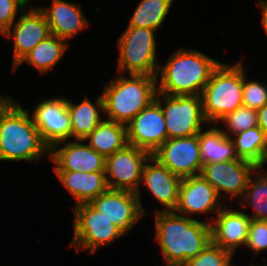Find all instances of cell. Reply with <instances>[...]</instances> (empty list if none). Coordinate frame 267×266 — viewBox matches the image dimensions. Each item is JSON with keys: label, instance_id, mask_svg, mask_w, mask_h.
Masks as SVG:
<instances>
[{"label": "cell", "instance_id": "cell-1", "mask_svg": "<svg viewBox=\"0 0 267 266\" xmlns=\"http://www.w3.org/2000/svg\"><path fill=\"white\" fill-rule=\"evenodd\" d=\"M155 230L166 266H183L212 242L209 221H199L174 211L157 210Z\"/></svg>", "mask_w": 267, "mask_h": 266}, {"label": "cell", "instance_id": "cell-2", "mask_svg": "<svg viewBox=\"0 0 267 266\" xmlns=\"http://www.w3.org/2000/svg\"><path fill=\"white\" fill-rule=\"evenodd\" d=\"M30 116L14 99L0 111V160L31 162L49 155Z\"/></svg>", "mask_w": 267, "mask_h": 266}, {"label": "cell", "instance_id": "cell-3", "mask_svg": "<svg viewBox=\"0 0 267 266\" xmlns=\"http://www.w3.org/2000/svg\"><path fill=\"white\" fill-rule=\"evenodd\" d=\"M220 63L200 51L178 49L165 65H159L157 91L170 96H201L213 71ZM159 72L160 82H158Z\"/></svg>", "mask_w": 267, "mask_h": 266}, {"label": "cell", "instance_id": "cell-4", "mask_svg": "<svg viewBox=\"0 0 267 266\" xmlns=\"http://www.w3.org/2000/svg\"><path fill=\"white\" fill-rule=\"evenodd\" d=\"M157 77L124 74L112 79L102 92L107 120L127 125L141 110L149 106L157 94Z\"/></svg>", "mask_w": 267, "mask_h": 266}, {"label": "cell", "instance_id": "cell-5", "mask_svg": "<svg viewBox=\"0 0 267 266\" xmlns=\"http://www.w3.org/2000/svg\"><path fill=\"white\" fill-rule=\"evenodd\" d=\"M243 64L220 63L205 85L201 98L203 114L208 124L219 120L243 106Z\"/></svg>", "mask_w": 267, "mask_h": 266}, {"label": "cell", "instance_id": "cell-6", "mask_svg": "<svg viewBox=\"0 0 267 266\" xmlns=\"http://www.w3.org/2000/svg\"><path fill=\"white\" fill-rule=\"evenodd\" d=\"M155 30L128 26L118 39L119 74L158 75Z\"/></svg>", "mask_w": 267, "mask_h": 266}, {"label": "cell", "instance_id": "cell-7", "mask_svg": "<svg viewBox=\"0 0 267 266\" xmlns=\"http://www.w3.org/2000/svg\"><path fill=\"white\" fill-rule=\"evenodd\" d=\"M74 237L71 246L77 251L89 250L95 254L96 250L123 237L125 233L113 222L107 219L90 203L75 205L73 207Z\"/></svg>", "mask_w": 267, "mask_h": 266}, {"label": "cell", "instance_id": "cell-8", "mask_svg": "<svg viewBox=\"0 0 267 266\" xmlns=\"http://www.w3.org/2000/svg\"><path fill=\"white\" fill-rule=\"evenodd\" d=\"M155 101L163 112L168 139L198 134L203 128L202 124H208L203 114L202 98L199 95L170 96L157 92ZM163 102L165 106L162 105Z\"/></svg>", "mask_w": 267, "mask_h": 266}, {"label": "cell", "instance_id": "cell-9", "mask_svg": "<svg viewBox=\"0 0 267 266\" xmlns=\"http://www.w3.org/2000/svg\"><path fill=\"white\" fill-rule=\"evenodd\" d=\"M151 156L149 152L127 144L106 157L105 174L109 189L135 192L140 201L142 172Z\"/></svg>", "mask_w": 267, "mask_h": 266}, {"label": "cell", "instance_id": "cell-10", "mask_svg": "<svg viewBox=\"0 0 267 266\" xmlns=\"http://www.w3.org/2000/svg\"><path fill=\"white\" fill-rule=\"evenodd\" d=\"M152 157L181 179L200 175L203 168L198 134L167 139Z\"/></svg>", "mask_w": 267, "mask_h": 266}, {"label": "cell", "instance_id": "cell-11", "mask_svg": "<svg viewBox=\"0 0 267 266\" xmlns=\"http://www.w3.org/2000/svg\"><path fill=\"white\" fill-rule=\"evenodd\" d=\"M259 167L254 163L237 159L229 162H215L203 165L201 176L210 183L222 199L229 194V198L241 199L247 188L251 174ZM223 192V193H222Z\"/></svg>", "mask_w": 267, "mask_h": 266}, {"label": "cell", "instance_id": "cell-12", "mask_svg": "<svg viewBox=\"0 0 267 266\" xmlns=\"http://www.w3.org/2000/svg\"><path fill=\"white\" fill-rule=\"evenodd\" d=\"M31 117L43 142L49 148L72 138L71 120L65 97L49 98L37 103Z\"/></svg>", "mask_w": 267, "mask_h": 266}, {"label": "cell", "instance_id": "cell-13", "mask_svg": "<svg viewBox=\"0 0 267 266\" xmlns=\"http://www.w3.org/2000/svg\"><path fill=\"white\" fill-rule=\"evenodd\" d=\"M90 204L125 234L146 215L137 193L126 190L108 189Z\"/></svg>", "mask_w": 267, "mask_h": 266}, {"label": "cell", "instance_id": "cell-14", "mask_svg": "<svg viewBox=\"0 0 267 266\" xmlns=\"http://www.w3.org/2000/svg\"><path fill=\"white\" fill-rule=\"evenodd\" d=\"M127 142L151 155L168 139L160 105L154 100L127 125Z\"/></svg>", "mask_w": 267, "mask_h": 266}, {"label": "cell", "instance_id": "cell-15", "mask_svg": "<svg viewBox=\"0 0 267 266\" xmlns=\"http://www.w3.org/2000/svg\"><path fill=\"white\" fill-rule=\"evenodd\" d=\"M12 26L13 31L8 29L2 35L14 40V69L39 42L51 35V31L45 14L39 8L22 11L19 20Z\"/></svg>", "mask_w": 267, "mask_h": 266}, {"label": "cell", "instance_id": "cell-16", "mask_svg": "<svg viewBox=\"0 0 267 266\" xmlns=\"http://www.w3.org/2000/svg\"><path fill=\"white\" fill-rule=\"evenodd\" d=\"M82 142L68 140L50 148L49 158L55 164L54 171L105 172L106 158Z\"/></svg>", "mask_w": 267, "mask_h": 266}, {"label": "cell", "instance_id": "cell-17", "mask_svg": "<svg viewBox=\"0 0 267 266\" xmlns=\"http://www.w3.org/2000/svg\"><path fill=\"white\" fill-rule=\"evenodd\" d=\"M220 199L214 187L201 174L191 176L181 180L174 212L189 218L191 214L218 213L224 207Z\"/></svg>", "mask_w": 267, "mask_h": 266}, {"label": "cell", "instance_id": "cell-18", "mask_svg": "<svg viewBox=\"0 0 267 266\" xmlns=\"http://www.w3.org/2000/svg\"><path fill=\"white\" fill-rule=\"evenodd\" d=\"M228 209L223 207L209 223L212 242L234 255L239 246L247 243L251 219L244 211Z\"/></svg>", "mask_w": 267, "mask_h": 266}, {"label": "cell", "instance_id": "cell-19", "mask_svg": "<svg viewBox=\"0 0 267 266\" xmlns=\"http://www.w3.org/2000/svg\"><path fill=\"white\" fill-rule=\"evenodd\" d=\"M181 180L151 156L144 165L141 183L160 204L164 205L163 211H174L178 203Z\"/></svg>", "mask_w": 267, "mask_h": 266}, {"label": "cell", "instance_id": "cell-20", "mask_svg": "<svg viewBox=\"0 0 267 266\" xmlns=\"http://www.w3.org/2000/svg\"><path fill=\"white\" fill-rule=\"evenodd\" d=\"M49 7H39L45 14L51 34L69 40L89 26L79 4L66 0H53Z\"/></svg>", "mask_w": 267, "mask_h": 266}, {"label": "cell", "instance_id": "cell-21", "mask_svg": "<svg viewBox=\"0 0 267 266\" xmlns=\"http://www.w3.org/2000/svg\"><path fill=\"white\" fill-rule=\"evenodd\" d=\"M70 194L75 205L90 203L109 189L105 172L54 171Z\"/></svg>", "mask_w": 267, "mask_h": 266}, {"label": "cell", "instance_id": "cell-22", "mask_svg": "<svg viewBox=\"0 0 267 266\" xmlns=\"http://www.w3.org/2000/svg\"><path fill=\"white\" fill-rule=\"evenodd\" d=\"M67 109L70 115L72 137L76 140L86 138L102 121L104 114V99L102 94L97 97L95 105L88 98L79 104L67 99Z\"/></svg>", "mask_w": 267, "mask_h": 266}, {"label": "cell", "instance_id": "cell-23", "mask_svg": "<svg viewBox=\"0 0 267 266\" xmlns=\"http://www.w3.org/2000/svg\"><path fill=\"white\" fill-rule=\"evenodd\" d=\"M202 165L215 162H229L239 157L231 137H227L222 129L214 126L198 133Z\"/></svg>", "mask_w": 267, "mask_h": 266}, {"label": "cell", "instance_id": "cell-24", "mask_svg": "<svg viewBox=\"0 0 267 266\" xmlns=\"http://www.w3.org/2000/svg\"><path fill=\"white\" fill-rule=\"evenodd\" d=\"M83 141L106 158L128 144L127 126L105 119Z\"/></svg>", "mask_w": 267, "mask_h": 266}, {"label": "cell", "instance_id": "cell-25", "mask_svg": "<svg viewBox=\"0 0 267 266\" xmlns=\"http://www.w3.org/2000/svg\"><path fill=\"white\" fill-rule=\"evenodd\" d=\"M68 45L66 40L51 34L39 42L13 70H16L21 63L26 62L41 74H45L61 60Z\"/></svg>", "mask_w": 267, "mask_h": 266}, {"label": "cell", "instance_id": "cell-26", "mask_svg": "<svg viewBox=\"0 0 267 266\" xmlns=\"http://www.w3.org/2000/svg\"><path fill=\"white\" fill-rule=\"evenodd\" d=\"M231 139L240 159L250 161L257 167L265 166L267 163V136L259 126L240 132Z\"/></svg>", "mask_w": 267, "mask_h": 266}, {"label": "cell", "instance_id": "cell-27", "mask_svg": "<svg viewBox=\"0 0 267 266\" xmlns=\"http://www.w3.org/2000/svg\"><path fill=\"white\" fill-rule=\"evenodd\" d=\"M173 0H141L130 18L129 25L157 30L167 17Z\"/></svg>", "mask_w": 267, "mask_h": 266}, {"label": "cell", "instance_id": "cell-28", "mask_svg": "<svg viewBox=\"0 0 267 266\" xmlns=\"http://www.w3.org/2000/svg\"><path fill=\"white\" fill-rule=\"evenodd\" d=\"M259 170L260 176L251 174L241 201L254 209V214L249 215L251 220L267 221V171L262 167Z\"/></svg>", "mask_w": 267, "mask_h": 266}, {"label": "cell", "instance_id": "cell-29", "mask_svg": "<svg viewBox=\"0 0 267 266\" xmlns=\"http://www.w3.org/2000/svg\"><path fill=\"white\" fill-rule=\"evenodd\" d=\"M226 126L227 131L222 132L232 138V135H236L240 132L258 126L257 110L250 109L249 107L241 106L235 109L233 112L224 116L219 120Z\"/></svg>", "mask_w": 267, "mask_h": 266}, {"label": "cell", "instance_id": "cell-30", "mask_svg": "<svg viewBox=\"0 0 267 266\" xmlns=\"http://www.w3.org/2000/svg\"><path fill=\"white\" fill-rule=\"evenodd\" d=\"M232 256L233 254L230 251L211 242L183 266H230Z\"/></svg>", "mask_w": 267, "mask_h": 266}, {"label": "cell", "instance_id": "cell-31", "mask_svg": "<svg viewBox=\"0 0 267 266\" xmlns=\"http://www.w3.org/2000/svg\"><path fill=\"white\" fill-rule=\"evenodd\" d=\"M243 67V106L250 109L258 110L267 102V87L265 84L257 81H247L246 74Z\"/></svg>", "mask_w": 267, "mask_h": 266}, {"label": "cell", "instance_id": "cell-32", "mask_svg": "<svg viewBox=\"0 0 267 266\" xmlns=\"http://www.w3.org/2000/svg\"><path fill=\"white\" fill-rule=\"evenodd\" d=\"M245 247L255 254L267 250V221L251 220Z\"/></svg>", "mask_w": 267, "mask_h": 266}, {"label": "cell", "instance_id": "cell-33", "mask_svg": "<svg viewBox=\"0 0 267 266\" xmlns=\"http://www.w3.org/2000/svg\"><path fill=\"white\" fill-rule=\"evenodd\" d=\"M23 0H0V33L12 29L16 14L27 9ZM26 8V9H25Z\"/></svg>", "mask_w": 267, "mask_h": 266}, {"label": "cell", "instance_id": "cell-34", "mask_svg": "<svg viewBox=\"0 0 267 266\" xmlns=\"http://www.w3.org/2000/svg\"><path fill=\"white\" fill-rule=\"evenodd\" d=\"M258 126L267 136V102L264 106L257 110Z\"/></svg>", "mask_w": 267, "mask_h": 266}, {"label": "cell", "instance_id": "cell-35", "mask_svg": "<svg viewBox=\"0 0 267 266\" xmlns=\"http://www.w3.org/2000/svg\"><path fill=\"white\" fill-rule=\"evenodd\" d=\"M262 12V25L267 35V0H257Z\"/></svg>", "mask_w": 267, "mask_h": 266}, {"label": "cell", "instance_id": "cell-36", "mask_svg": "<svg viewBox=\"0 0 267 266\" xmlns=\"http://www.w3.org/2000/svg\"><path fill=\"white\" fill-rule=\"evenodd\" d=\"M12 98H10L9 96L3 97L2 95H0V111L9 103V101Z\"/></svg>", "mask_w": 267, "mask_h": 266}, {"label": "cell", "instance_id": "cell-37", "mask_svg": "<svg viewBox=\"0 0 267 266\" xmlns=\"http://www.w3.org/2000/svg\"><path fill=\"white\" fill-rule=\"evenodd\" d=\"M26 4H28L29 3V1H31V0H23Z\"/></svg>", "mask_w": 267, "mask_h": 266}]
</instances>
